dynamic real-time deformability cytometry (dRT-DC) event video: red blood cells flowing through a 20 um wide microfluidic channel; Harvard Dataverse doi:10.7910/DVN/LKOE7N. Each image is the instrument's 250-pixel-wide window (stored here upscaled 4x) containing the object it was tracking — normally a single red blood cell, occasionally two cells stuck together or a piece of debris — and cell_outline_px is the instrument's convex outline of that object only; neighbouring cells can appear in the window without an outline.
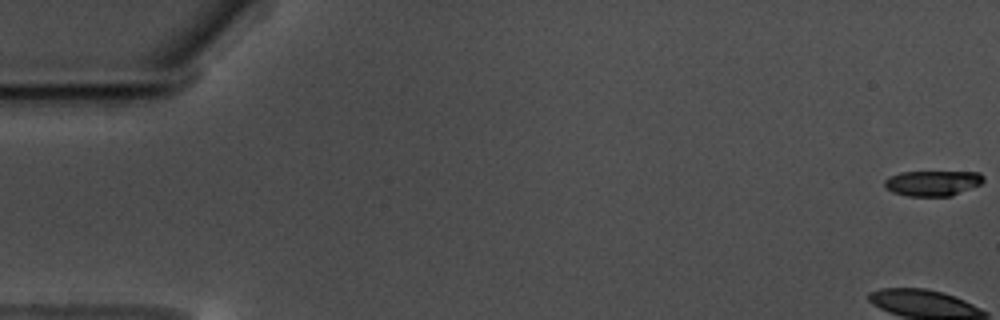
{"species": "common noctule bat (a hibernating species)", "species_latin": "Nyctalus noctula", "temperature_condition": "warm", "stored_images_in_passage": 59, "camera_frame_rate_fps": 3000, "um_per_image_px": 0.085, "animal": {"sex": "male", "body_mass_g": 17.5, "forearm_length_mm": 52.3}, "frame": {"image": 1, "passage_image": 1, "time_ms": 0.0, "image_size_px": [1000, 320], "cell_outline_px": [[984, 180], [980, 184], [952, 196], [908, 196], [892, 192], [884, 184], [884, 180], [888, 176], [900, 172], [980, 172], [984, 176]], "centroid_in_image_um": [79.27, 15.56], "position_along_channel_um": 5.7, "area_um2": 14.62}}